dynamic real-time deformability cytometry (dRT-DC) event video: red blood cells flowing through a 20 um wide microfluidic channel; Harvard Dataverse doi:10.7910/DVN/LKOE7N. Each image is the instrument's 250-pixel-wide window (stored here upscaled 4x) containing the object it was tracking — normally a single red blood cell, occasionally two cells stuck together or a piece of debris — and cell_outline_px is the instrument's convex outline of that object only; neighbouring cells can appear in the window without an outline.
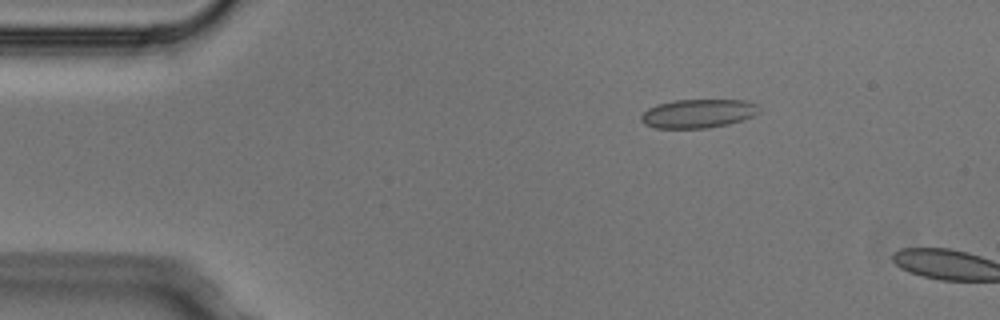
{"species": "Egyptian fruit bat (a non-hibernating species)", "species_latin": "Rousettus aegyptiacus", "temperature_condition": "cold", "stored_images_in_passage": 4, "camera_frame_rate_fps": 3000, "um_per_image_px": 0.085, "animal": {"sex": "male"}, "frame": {"image": 1, "passage_image": 3, "time_ms": 0.667, "image_size_px": [1000, 320], "cell_outline_px": [[760, 112], [744, 120], [728, 124], [708, 128], [652, 128], [644, 124], [640, 120], [640, 116], [648, 108], [656, 104], [672, 100], [744, 100], [760, 104]], "centroid_in_image_um": [59.35, 9.65], "position_along_channel_um": 25.7, "area_um2": 20.11}}